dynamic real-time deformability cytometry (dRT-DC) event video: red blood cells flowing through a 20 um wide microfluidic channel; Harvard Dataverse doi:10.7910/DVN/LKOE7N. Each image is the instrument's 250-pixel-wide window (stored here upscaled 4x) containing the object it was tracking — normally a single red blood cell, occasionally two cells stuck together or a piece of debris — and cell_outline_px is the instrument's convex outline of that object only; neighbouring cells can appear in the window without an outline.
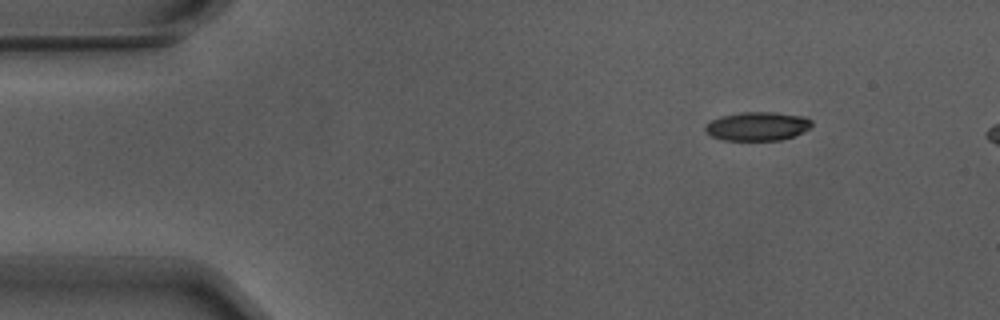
{"species": "Egyptian fruit bat (a non-hibernating species)", "species_latin": "Rousettus aegyptiacus", "temperature_condition": "warm", "stored_images_in_passage": 7, "camera_frame_rate_fps": 3000, "um_per_image_px": 0.085, "animal": {"sex": "male"}, "frame": {"image": 1, "passage_image": 1, "time_ms": 0.0, "image_size_px": [1000, 320], "cell_outline_px": [[812, 124], [808, 128], [792, 136], [780, 140], [724, 140], [712, 136], [704, 132], [704, 124], [720, 116], [740, 112], [776, 112], [804, 116], [812, 120]], "centroid_in_image_um": [64.33, 10.72], "position_along_channel_um": 20.7, "area_um2": 17.86}}